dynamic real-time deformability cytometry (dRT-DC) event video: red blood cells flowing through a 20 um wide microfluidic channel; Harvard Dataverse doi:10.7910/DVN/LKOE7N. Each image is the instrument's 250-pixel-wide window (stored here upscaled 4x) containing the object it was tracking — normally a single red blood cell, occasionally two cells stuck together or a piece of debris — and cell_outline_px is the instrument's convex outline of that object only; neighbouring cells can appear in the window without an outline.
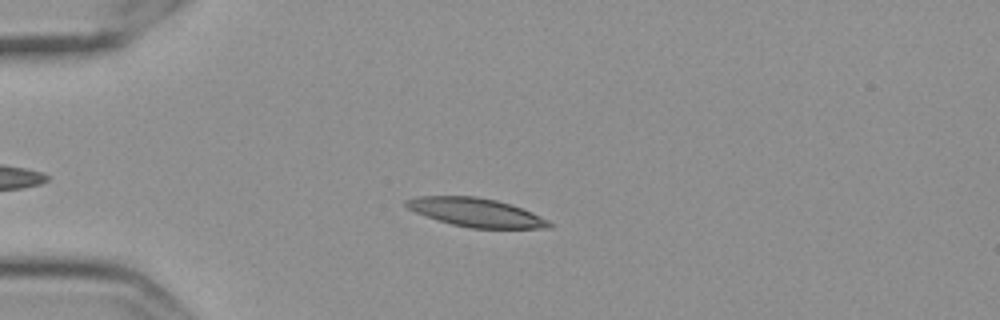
{"species": "Egyptian fruit bat (a non-hibernating species)", "species_latin": "Rousettus aegyptiacus", "temperature_condition": "cold", "stored_images_in_passage": 45, "camera_frame_rate_fps": 3000, "um_per_image_px": 0.085, "frame": {"image": 1, "passage_image": 7, "time_ms": 2.0, "image_size_px": [1000, 320], "cell_outline_px": [[552, 228], [468, 228], [452, 224], [416, 212], [408, 208], [404, 204], [404, 200], [416, 196], [476, 196], [496, 200], [512, 204], [532, 212], [548, 220], [552, 224]], "centroid_in_image_um": [40.47, 18.05], "position_along_channel_um": 44.5, "area_um2": 23.76}}
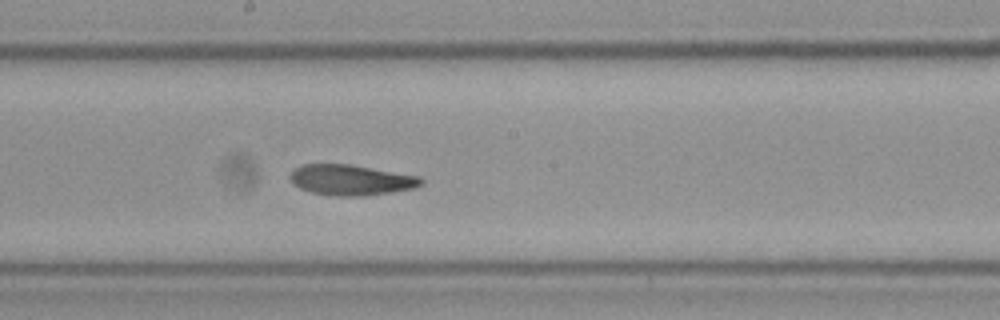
{"frame": {"image": 2, "passage_image": 24, "time_ms": 7.667, "image_size_px": [1000, 320], "cell_outline_px": [[424, 184], [412, 188], [364, 196], [332, 196], [312, 192], [300, 188], [288, 176], [300, 164], [352, 164], [420, 176], [424, 180]], "centroid_in_image_um": [29.85, 15.29], "position_along_channel_um": 218.3, "area_um2": 23.29}}
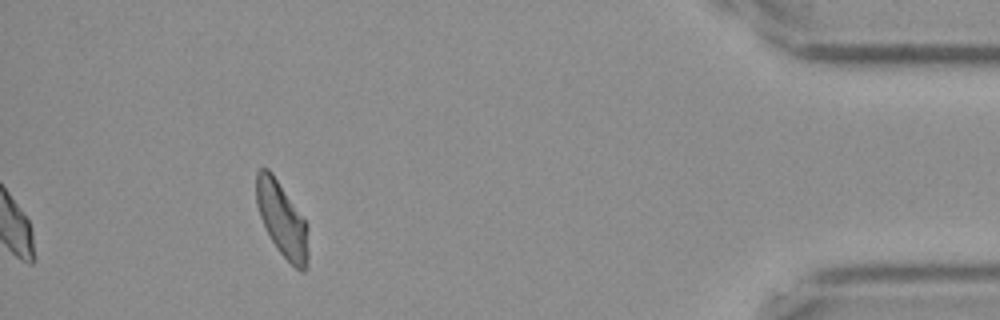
{"frame": {"image": 3, "passage_image": 45, "time_ms": 14.667, "image_size_px": [1000, 320], "cell_outline_px": [[308, 256], [304, 272], [300, 272], [276, 248], [260, 216], [256, 204], [256, 172], [260, 168], [268, 168], [272, 172], [308, 224]], "centroid_in_image_um": [23.98, 18.63], "position_along_channel_um": 411.2, "area_um2": 22.43}, "authors_computed_cell_mechanics": {"area_um2": 23.12, "velocity_mm_per_s": 3.5207, "shape_relaxation_time_tau1_ms": null, "shape_relaxation_time_tau2_ms": 4.4676, "deformation_change_tau1": null, "deformation_change_tau2": 0.1162}}